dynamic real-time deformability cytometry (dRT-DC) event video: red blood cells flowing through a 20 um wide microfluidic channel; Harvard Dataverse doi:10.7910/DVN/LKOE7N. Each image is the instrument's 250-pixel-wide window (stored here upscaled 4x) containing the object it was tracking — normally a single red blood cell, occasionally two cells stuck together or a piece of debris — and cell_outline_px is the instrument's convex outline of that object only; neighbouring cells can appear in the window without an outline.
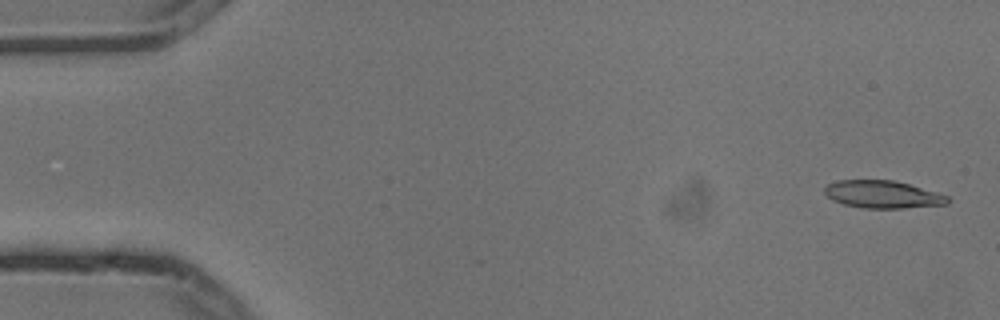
{"species": "common noctule bat (a hibernating species)", "species_latin": "Nyctalus noctula", "temperature_condition": "cold", "stored_images_in_passage": 4, "camera_frame_rate_fps": 3000, "um_per_image_px": 0.085, "animal": {"sex": "male", "body_mass_g": 13.3}, "frame": {"image": 1, "passage_image": 1, "time_ms": 0.0, "image_size_px": [1000, 320], "cell_outline_px": [[948, 204], [904, 208], [864, 208], [844, 204], [832, 200], [824, 192], [824, 188], [828, 184], [840, 180], [892, 180], [908, 184], [936, 192], [948, 196]], "centroid_in_image_um": [75.01, 16.53], "position_along_channel_um": 10.0, "area_um2": 19.54}}
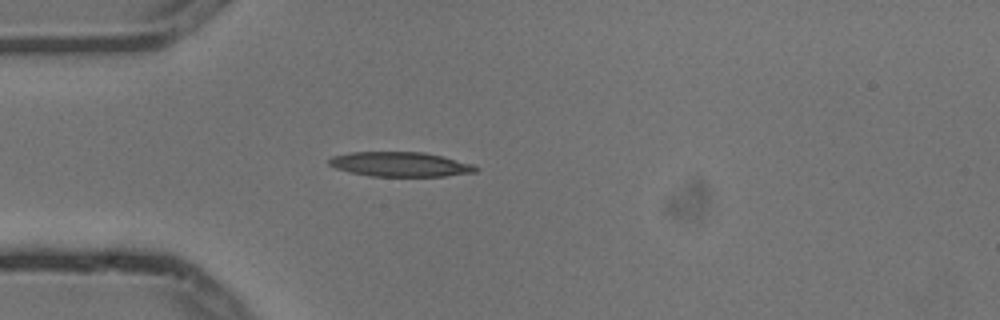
{"frame": {"image": 2, "passage_image": 4, "time_ms": 1.0, "image_size_px": [1000, 320], "cell_outline_px": [[480, 168], [476, 172], [444, 176], [368, 176], [348, 172], [336, 168], [328, 164], [328, 160], [332, 156], [352, 152], [424, 152], [444, 156], [472, 164]], "centroid_in_image_um": [34.02, 13.96], "position_along_channel_um": 51.0, "area_um2": 21.15}}